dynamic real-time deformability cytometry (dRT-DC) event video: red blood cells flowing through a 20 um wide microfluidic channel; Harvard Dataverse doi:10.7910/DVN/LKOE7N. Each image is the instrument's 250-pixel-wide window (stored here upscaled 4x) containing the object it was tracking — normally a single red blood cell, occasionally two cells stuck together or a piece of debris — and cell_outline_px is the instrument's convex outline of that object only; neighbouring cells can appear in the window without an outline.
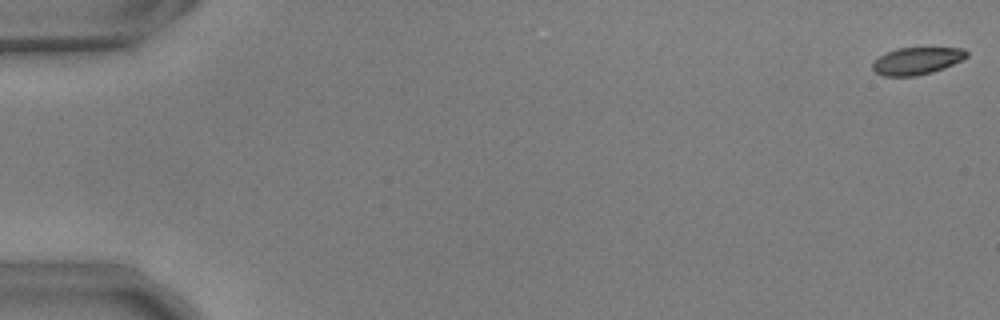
{"species": "common noctule bat (a hibernating species)", "species_latin": "Nyctalus noctula", "temperature_condition": "warm", "stored_images_in_passage": 12, "camera_frame_rate_fps": 3000, "um_per_image_px": 0.085, "animal": {"sex": "male", "body_mass_g": 17.9, "forearm_length_mm": 54.2}, "frame": {"image": 1, "passage_image": 1, "time_ms": 0.0, "image_size_px": [1000, 320], "cell_outline_px": [[968, 56], [944, 68], [932, 72], [916, 76], [884, 76], [876, 72], [872, 68], [872, 64], [880, 56], [896, 48], [964, 48], [968, 52]], "centroid_in_image_um": [77.94, 5.17], "position_along_channel_um": 7.1, "area_um2": 14.74}}